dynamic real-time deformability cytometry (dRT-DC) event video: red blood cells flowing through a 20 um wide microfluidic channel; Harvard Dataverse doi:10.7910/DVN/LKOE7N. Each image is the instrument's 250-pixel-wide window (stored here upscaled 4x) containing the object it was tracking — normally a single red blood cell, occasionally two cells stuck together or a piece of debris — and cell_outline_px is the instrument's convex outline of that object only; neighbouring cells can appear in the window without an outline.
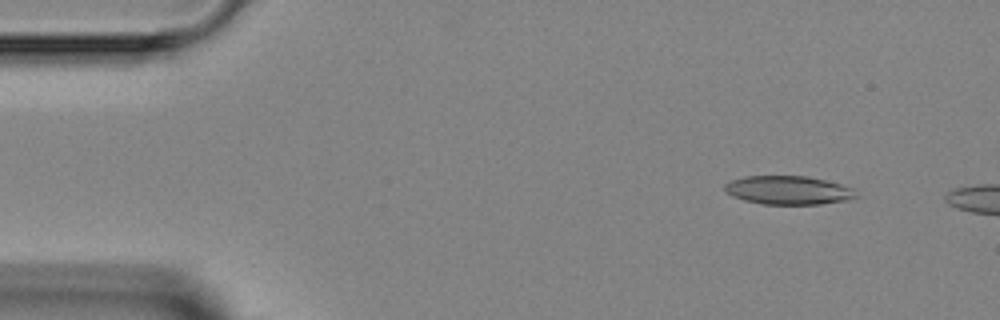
{"species": "Egyptian fruit bat (a non-hibernating species)", "species_latin": "Rousettus aegyptiacus", "temperature_condition": "room temperature", "stored_images_in_passage": 2, "camera_frame_rate_fps": 3000, "um_per_image_px": 0.085, "animal": {"sex": "female"}, "frame": {"image": 1, "passage_image": 1, "time_ms": 0.0, "image_size_px": [1000, 320], "cell_outline_px": [[860, 196], [848, 200], [820, 204], [764, 204], [744, 200], [732, 196], [724, 192], [724, 184], [728, 180], [744, 176], [808, 176], [856, 188]], "centroid_in_image_um": [67.02, 16.16], "position_along_channel_um": 18.0, "area_um2": 22.25}}